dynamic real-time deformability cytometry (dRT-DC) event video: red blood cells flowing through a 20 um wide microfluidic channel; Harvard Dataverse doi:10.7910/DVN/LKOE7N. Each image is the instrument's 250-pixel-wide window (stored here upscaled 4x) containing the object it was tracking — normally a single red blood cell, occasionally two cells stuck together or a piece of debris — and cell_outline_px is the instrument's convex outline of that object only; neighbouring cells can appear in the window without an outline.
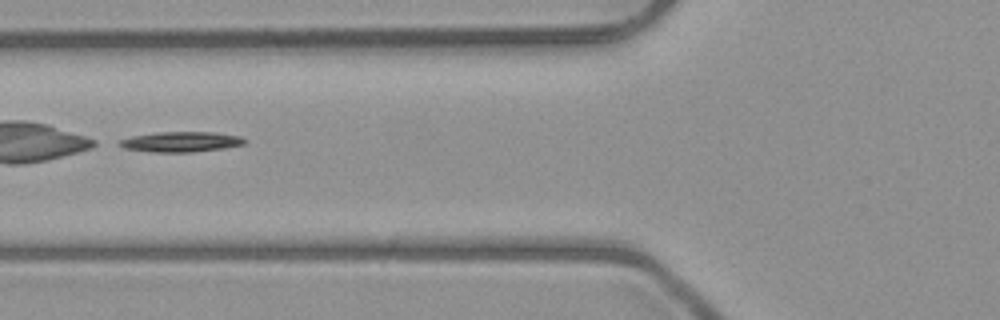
{"species": "common noctule bat (a hibernating species)", "species_latin": "Nyctalus noctula", "temperature_condition": "room temperature", "stored_images_in_passage": 2, "camera_frame_rate_fps": 3000, "um_per_image_px": 0.085, "animal": {"sex": "male", "body_mass_g": 23.1, "forearm_length_mm": 52.7}, "frame": {"image": 1, "passage_image": 2, "time_ms": 1.333, "image_size_px": [1000, 320], "cell_outline_px": [[248, 140], [244, 144], [224, 148], [192, 152], [152, 152], [124, 148], [116, 144], [120, 140], [132, 136], [160, 132], [212, 132], [240, 136]], "centroid_in_image_um": [15.39, 12.05], "position_along_channel_um": 110.4, "area_um2": 14.74}}